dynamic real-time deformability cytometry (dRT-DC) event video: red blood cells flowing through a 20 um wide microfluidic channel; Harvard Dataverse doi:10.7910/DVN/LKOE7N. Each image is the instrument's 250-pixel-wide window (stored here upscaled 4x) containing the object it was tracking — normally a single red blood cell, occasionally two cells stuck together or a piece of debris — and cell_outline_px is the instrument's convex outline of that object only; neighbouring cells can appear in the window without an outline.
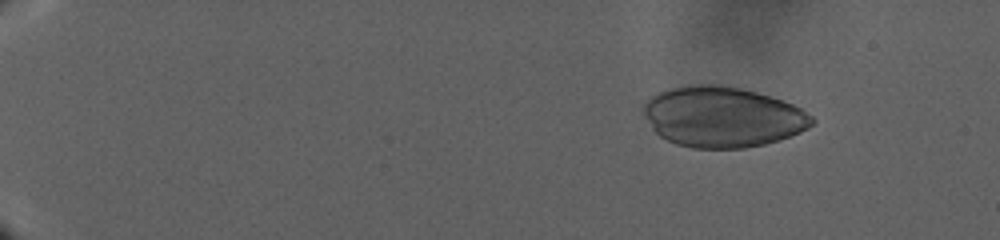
{"species": "human", "species_latin": "Homo sapiens", "temperature_condition": "warm", "stored_images_in_passage": 134, "camera_frame_rate_fps": 3000, "um_per_image_px": 0.085, "donor": {"sex": "male"}, "frame": {"image": 1, "passage_image": 1, "time_ms": 0.0, "image_size_px": [1000, 240], "cell_outline_px": [[816, 120], [808, 128], [800, 132], [764, 144], [744, 148], [692, 148], [676, 144], [660, 136], [652, 128], [644, 112], [644, 104], [652, 96], [660, 92], [672, 88], [692, 84], [716, 84], [740, 88], [756, 92], [792, 104], [800, 108], [812, 116]], "centroid_in_image_um": [61.42, 9.94], "position_along_channel_um": 23.6, "area_um2": 58.84}}
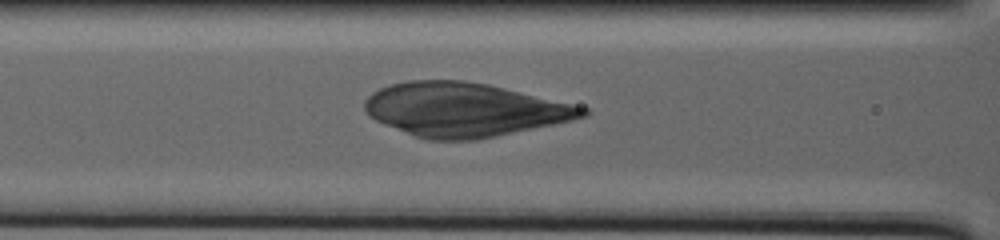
{"frame": {"image": 2, "passage_image": 84, "time_ms": 15.667, "image_size_px": [1000, 240], "cell_outline_px": [[592, 112], [588, 116], [572, 120], [496, 136], [476, 140], [428, 140], [416, 136], [384, 124], [368, 116], [364, 108], [364, 100], [372, 92], [388, 84], [408, 80], [464, 80], [488, 84], [588, 108]], "centroid_in_image_um": [39.43, 9.31], "position_along_channel_um": 127.2, "area_um2": 68.15}}
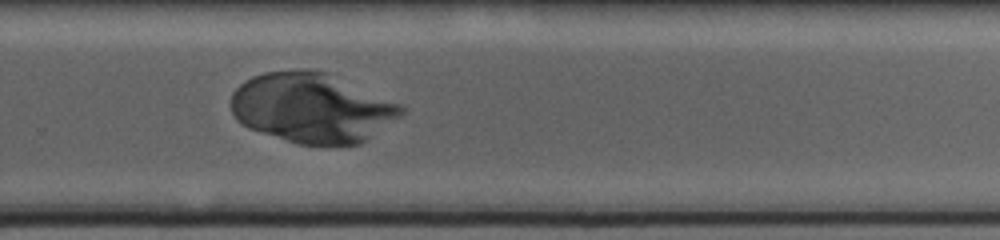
{"frame": {"image": 3, "passage_image": 116, "time_ms": 26.333, "image_size_px": [1000, 240], "cell_outline_px": [[408, 108], [400, 116], [368, 140], [360, 144], [340, 148], [296, 144], [248, 128], [236, 120], [232, 112], [232, 92], [244, 80], [252, 76], [264, 72], [300, 68], [304, 68], [328, 72], [404, 104]], "centroid_in_image_um": [26.57, 9.19], "position_along_channel_um": 303.2, "area_um2": 70.98}}